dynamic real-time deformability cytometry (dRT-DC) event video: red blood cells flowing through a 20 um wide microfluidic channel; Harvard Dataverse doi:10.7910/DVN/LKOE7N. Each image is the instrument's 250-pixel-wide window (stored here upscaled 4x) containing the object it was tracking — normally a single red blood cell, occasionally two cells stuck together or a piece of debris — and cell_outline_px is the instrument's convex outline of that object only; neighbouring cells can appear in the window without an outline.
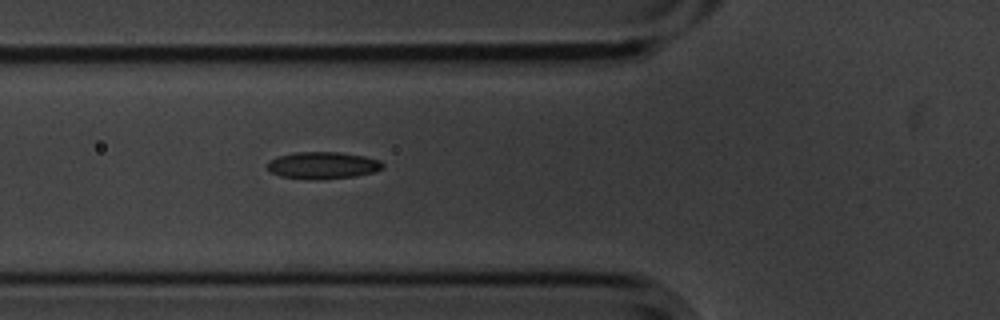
{"species": "common noctule bat (a hibernating species)", "species_latin": "Nyctalus noctula", "temperature_condition": "cold", "stored_images_in_passage": 4, "camera_frame_rate_fps": 3000, "um_per_image_px": 0.085, "animal": {"sex": "male", "body_mass_g": 20.1, "forearm_length_mm": 53.5}, "frame": {"image": 1, "passage_image": 4, "time_ms": 1.0, "image_size_px": [1000, 320], "cell_outline_px": [[384, 168], [372, 172], [356, 176], [320, 180], [308, 180], [280, 176], [272, 172], [268, 168], [268, 160], [276, 156], [292, 152], [340, 152], [364, 156], [380, 160], [384, 164]], "centroid_in_image_um": [27.42, 14.05], "position_along_channel_um": 98.4, "area_um2": 18.44}}